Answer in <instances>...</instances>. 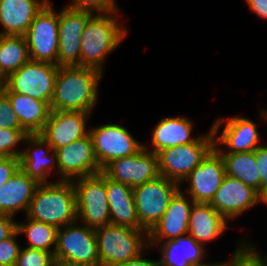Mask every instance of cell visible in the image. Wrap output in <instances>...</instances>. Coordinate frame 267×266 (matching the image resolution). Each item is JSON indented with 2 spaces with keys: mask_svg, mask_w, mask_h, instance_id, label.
Instances as JSON below:
<instances>
[{
  "mask_svg": "<svg viewBox=\"0 0 267 266\" xmlns=\"http://www.w3.org/2000/svg\"><path fill=\"white\" fill-rule=\"evenodd\" d=\"M20 168V159L17 157H0V188Z\"/></svg>",
  "mask_w": 267,
  "mask_h": 266,
  "instance_id": "cell-37",
  "label": "cell"
},
{
  "mask_svg": "<svg viewBox=\"0 0 267 266\" xmlns=\"http://www.w3.org/2000/svg\"><path fill=\"white\" fill-rule=\"evenodd\" d=\"M51 253L22 246L15 266H53Z\"/></svg>",
  "mask_w": 267,
  "mask_h": 266,
  "instance_id": "cell-33",
  "label": "cell"
},
{
  "mask_svg": "<svg viewBox=\"0 0 267 266\" xmlns=\"http://www.w3.org/2000/svg\"><path fill=\"white\" fill-rule=\"evenodd\" d=\"M58 65L29 60L7 77L5 93H19L38 100L52 101Z\"/></svg>",
  "mask_w": 267,
  "mask_h": 266,
  "instance_id": "cell-8",
  "label": "cell"
},
{
  "mask_svg": "<svg viewBox=\"0 0 267 266\" xmlns=\"http://www.w3.org/2000/svg\"><path fill=\"white\" fill-rule=\"evenodd\" d=\"M91 114L83 111H51L39 135L56 150L89 134L90 127L87 125Z\"/></svg>",
  "mask_w": 267,
  "mask_h": 266,
  "instance_id": "cell-17",
  "label": "cell"
},
{
  "mask_svg": "<svg viewBox=\"0 0 267 266\" xmlns=\"http://www.w3.org/2000/svg\"><path fill=\"white\" fill-rule=\"evenodd\" d=\"M106 191L110 224L140 229L133 189L127 184L116 182L106 176Z\"/></svg>",
  "mask_w": 267,
  "mask_h": 266,
  "instance_id": "cell-26",
  "label": "cell"
},
{
  "mask_svg": "<svg viewBox=\"0 0 267 266\" xmlns=\"http://www.w3.org/2000/svg\"><path fill=\"white\" fill-rule=\"evenodd\" d=\"M189 118L183 115L161 118L151 132V146L144 144V148L157 153L166 148L195 142L201 135H192L194 124Z\"/></svg>",
  "mask_w": 267,
  "mask_h": 266,
  "instance_id": "cell-22",
  "label": "cell"
},
{
  "mask_svg": "<svg viewBox=\"0 0 267 266\" xmlns=\"http://www.w3.org/2000/svg\"><path fill=\"white\" fill-rule=\"evenodd\" d=\"M23 145L25 147L19 157L20 168L39 184L53 182L49 176L54 173L58 175L55 150L39 134H28Z\"/></svg>",
  "mask_w": 267,
  "mask_h": 266,
  "instance_id": "cell-18",
  "label": "cell"
},
{
  "mask_svg": "<svg viewBox=\"0 0 267 266\" xmlns=\"http://www.w3.org/2000/svg\"><path fill=\"white\" fill-rule=\"evenodd\" d=\"M120 11L93 14L86 23L81 40L80 66L95 68L104 73L109 56L127 36V28L120 23Z\"/></svg>",
  "mask_w": 267,
  "mask_h": 266,
  "instance_id": "cell-2",
  "label": "cell"
},
{
  "mask_svg": "<svg viewBox=\"0 0 267 266\" xmlns=\"http://www.w3.org/2000/svg\"><path fill=\"white\" fill-rule=\"evenodd\" d=\"M59 180L73 181L99 174L100 168L94 154L91 136L75 140L55 150Z\"/></svg>",
  "mask_w": 267,
  "mask_h": 266,
  "instance_id": "cell-13",
  "label": "cell"
},
{
  "mask_svg": "<svg viewBox=\"0 0 267 266\" xmlns=\"http://www.w3.org/2000/svg\"><path fill=\"white\" fill-rule=\"evenodd\" d=\"M259 203L267 205V185L261 187L260 190L258 191V204Z\"/></svg>",
  "mask_w": 267,
  "mask_h": 266,
  "instance_id": "cell-43",
  "label": "cell"
},
{
  "mask_svg": "<svg viewBox=\"0 0 267 266\" xmlns=\"http://www.w3.org/2000/svg\"><path fill=\"white\" fill-rule=\"evenodd\" d=\"M53 266H82L68 261L54 259Z\"/></svg>",
  "mask_w": 267,
  "mask_h": 266,
  "instance_id": "cell-44",
  "label": "cell"
},
{
  "mask_svg": "<svg viewBox=\"0 0 267 266\" xmlns=\"http://www.w3.org/2000/svg\"><path fill=\"white\" fill-rule=\"evenodd\" d=\"M26 216L62 228L77 221L76 191L72 181L40 183Z\"/></svg>",
  "mask_w": 267,
  "mask_h": 266,
  "instance_id": "cell-3",
  "label": "cell"
},
{
  "mask_svg": "<svg viewBox=\"0 0 267 266\" xmlns=\"http://www.w3.org/2000/svg\"><path fill=\"white\" fill-rule=\"evenodd\" d=\"M209 204L229 222L258 205V191L236 178L225 175Z\"/></svg>",
  "mask_w": 267,
  "mask_h": 266,
  "instance_id": "cell-19",
  "label": "cell"
},
{
  "mask_svg": "<svg viewBox=\"0 0 267 266\" xmlns=\"http://www.w3.org/2000/svg\"><path fill=\"white\" fill-rule=\"evenodd\" d=\"M211 128L214 133V149L219 154L252 152L261 145L257 123L249 118L238 115L227 118L219 116Z\"/></svg>",
  "mask_w": 267,
  "mask_h": 266,
  "instance_id": "cell-11",
  "label": "cell"
},
{
  "mask_svg": "<svg viewBox=\"0 0 267 266\" xmlns=\"http://www.w3.org/2000/svg\"><path fill=\"white\" fill-rule=\"evenodd\" d=\"M202 266H218V265H202Z\"/></svg>",
  "mask_w": 267,
  "mask_h": 266,
  "instance_id": "cell-47",
  "label": "cell"
},
{
  "mask_svg": "<svg viewBox=\"0 0 267 266\" xmlns=\"http://www.w3.org/2000/svg\"><path fill=\"white\" fill-rule=\"evenodd\" d=\"M20 236L16 231L11 237L0 242V266H15L21 245L17 237Z\"/></svg>",
  "mask_w": 267,
  "mask_h": 266,
  "instance_id": "cell-35",
  "label": "cell"
},
{
  "mask_svg": "<svg viewBox=\"0 0 267 266\" xmlns=\"http://www.w3.org/2000/svg\"><path fill=\"white\" fill-rule=\"evenodd\" d=\"M28 133L24 129H0V157L19 158L23 148L17 146L24 142Z\"/></svg>",
  "mask_w": 267,
  "mask_h": 266,
  "instance_id": "cell-31",
  "label": "cell"
},
{
  "mask_svg": "<svg viewBox=\"0 0 267 266\" xmlns=\"http://www.w3.org/2000/svg\"><path fill=\"white\" fill-rule=\"evenodd\" d=\"M17 231V222L13 216L0 214V242L11 237Z\"/></svg>",
  "mask_w": 267,
  "mask_h": 266,
  "instance_id": "cell-39",
  "label": "cell"
},
{
  "mask_svg": "<svg viewBox=\"0 0 267 266\" xmlns=\"http://www.w3.org/2000/svg\"><path fill=\"white\" fill-rule=\"evenodd\" d=\"M209 131L192 143L166 148L157 152L159 173L180 186L214 148V133Z\"/></svg>",
  "mask_w": 267,
  "mask_h": 266,
  "instance_id": "cell-5",
  "label": "cell"
},
{
  "mask_svg": "<svg viewBox=\"0 0 267 266\" xmlns=\"http://www.w3.org/2000/svg\"><path fill=\"white\" fill-rule=\"evenodd\" d=\"M50 0H0V35L24 36Z\"/></svg>",
  "mask_w": 267,
  "mask_h": 266,
  "instance_id": "cell-23",
  "label": "cell"
},
{
  "mask_svg": "<svg viewBox=\"0 0 267 266\" xmlns=\"http://www.w3.org/2000/svg\"><path fill=\"white\" fill-rule=\"evenodd\" d=\"M244 2L257 18L267 19V0H244Z\"/></svg>",
  "mask_w": 267,
  "mask_h": 266,
  "instance_id": "cell-41",
  "label": "cell"
},
{
  "mask_svg": "<svg viewBox=\"0 0 267 266\" xmlns=\"http://www.w3.org/2000/svg\"><path fill=\"white\" fill-rule=\"evenodd\" d=\"M0 129H23L3 90H0Z\"/></svg>",
  "mask_w": 267,
  "mask_h": 266,
  "instance_id": "cell-36",
  "label": "cell"
},
{
  "mask_svg": "<svg viewBox=\"0 0 267 266\" xmlns=\"http://www.w3.org/2000/svg\"><path fill=\"white\" fill-rule=\"evenodd\" d=\"M17 231L19 235L26 236L28 244L26 247L54 254L57 244V227L26 216L25 222L17 221Z\"/></svg>",
  "mask_w": 267,
  "mask_h": 266,
  "instance_id": "cell-29",
  "label": "cell"
},
{
  "mask_svg": "<svg viewBox=\"0 0 267 266\" xmlns=\"http://www.w3.org/2000/svg\"><path fill=\"white\" fill-rule=\"evenodd\" d=\"M100 266H115L142 253L148 246V232L108 224L95 229Z\"/></svg>",
  "mask_w": 267,
  "mask_h": 266,
  "instance_id": "cell-4",
  "label": "cell"
},
{
  "mask_svg": "<svg viewBox=\"0 0 267 266\" xmlns=\"http://www.w3.org/2000/svg\"><path fill=\"white\" fill-rule=\"evenodd\" d=\"M261 262L263 266H267V255L263 253H261L258 249V247H256V245H253L250 241L247 240L245 241L244 244Z\"/></svg>",
  "mask_w": 267,
  "mask_h": 266,
  "instance_id": "cell-42",
  "label": "cell"
},
{
  "mask_svg": "<svg viewBox=\"0 0 267 266\" xmlns=\"http://www.w3.org/2000/svg\"><path fill=\"white\" fill-rule=\"evenodd\" d=\"M245 238L238 244L232 254V259L219 262L218 266H263L262 262L244 245Z\"/></svg>",
  "mask_w": 267,
  "mask_h": 266,
  "instance_id": "cell-34",
  "label": "cell"
},
{
  "mask_svg": "<svg viewBox=\"0 0 267 266\" xmlns=\"http://www.w3.org/2000/svg\"><path fill=\"white\" fill-rule=\"evenodd\" d=\"M180 185L159 175L141 186L133 188L140 229L149 232L163 216Z\"/></svg>",
  "mask_w": 267,
  "mask_h": 266,
  "instance_id": "cell-9",
  "label": "cell"
},
{
  "mask_svg": "<svg viewBox=\"0 0 267 266\" xmlns=\"http://www.w3.org/2000/svg\"><path fill=\"white\" fill-rule=\"evenodd\" d=\"M18 116L21 127L28 134H39L48 121L51 109L47 102L19 93H6Z\"/></svg>",
  "mask_w": 267,
  "mask_h": 266,
  "instance_id": "cell-27",
  "label": "cell"
},
{
  "mask_svg": "<svg viewBox=\"0 0 267 266\" xmlns=\"http://www.w3.org/2000/svg\"><path fill=\"white\" fill-rule=\"evenodd\" d=\"M257 169L260 175V188L267 185V144L263 143L255 150Z\"/></svg>",
  "mask_w": 267,
  "mask_h": 266,
  "instance_id": "cell-38",
  "label": "cell"
},
{
  "mask_svg": "<svg viewBox=\"0 0 267 266\" xmlns=\"http://www.w3.org/2000/svg\"><path fill=\"white\" fill-rule=\"evenodd\" d=\"M229 222L209 203H194L191 209L188 234L205 247L207 242L219 239Z\"/></svg>",
  "mask_w": 267,
  "mask_h": 266,
  "instance_id": "cell-25",
  "label": "cell"
},
{
  "mask_svg": "<svg viewBox=\"0 0 267 266\" xmlns=\"http://www.w3.org/2000/svg\"><path fill=\"white\" fill-rule=\"evenodd\" d=\"M72 182L76 191L77 221L93 229L110 224L106 175L101 171Z\"/></svg>",
  "mask_w": 267,
  "mask_h": 266,
  "instance_id": "cell-6",
  "label": "cell"
},
{
  "mask_svg": "<svg viewBox=\"0 0 267 266\" xmlns=\"http://www.w3.org/2000/svg\"><path fill=\"white\" fill-rule=\"evenodd\" d=\"M92 15L67 6L59 10L58 66H80L82 33Z\"/></svg>",
  "mask_w": 267,
  "mask_h": 266,
  "instance_id": "cell-15",
  "label": "cell"
},
{
  "mask_svg": "<svg viewBox=\"0 0 267 266\" xmlns=\"http://www.w3.org/2000/svg\"><path fill=\"white\" fill-rule=\"evenodd\" d=\"M57 11L53 9L50 0L36 15L24 35L30 60L58 65L59 10Z\"/></svg>",
  "mask_w": 267,
  "mask_h": 266,
  "instance_id": "cell-10",
  "label": "cell"
},
{
  "mask_svg": "<svg viewBox=\"0 0 267 266\" xmlns=\"http://www.w3.org/2000/svg\"><path fill=\"white\" fill-rule=\"evenodd\" d=\"M259 118H261V119L267 121V108H266V110H265V108L262 109V111L260 112V116H259Z\"/></svg>",
  "mask_w": 267,
  "mask_h": 266,
  "instance_id": "cell-46",
  "label": "cell"
},
{
  "mask_svg": "<svg viewBox=\"0 0 267 266\" xmlns=\"http://www.w3.org/2000/svg\"><path fill=\"white\" fill-rule=\"evenodd\" d=\"M90 126L94 154L101 169L114 159L139 152L144 143L137 140L129 130L118 123Z\"/></svg>",
  "mask_w": 267,
  "mask_h": 266,
  "instance_id": "cell-12",
  "label": "cell"
},
{
  "mask_svg": "<svg viewBox=\"0 0 267 266\" xmlns=\"http://www.w3.org/2000/svg\"><path fill=\"white\" fill-rule=\"evenodd\" d=\"M30 60L27 42L22 35H0V69L6 77Z\"/></svg>",
  "mask_w": 267,
  "mask_h": 266,
  "instance_id": "cell-30",
  "label": "cell"
},
{
  "mask_svg": "<svg viewBox=\"0 0 267 266\" xmlns=\"http://www.w3.org/2000/svg\"><path fill=\"white\" fill-rule=\"evenodd\" d=\"M39 183L21 168L0 188V214L15 217L19 212L26 216Z\"/></svg>",
  "mask_w": 267,
  "mask_h": 266,
  "instance_id": "cell-24",
  "label": "cell"
},
{
  "mask_svg": "<svg viewBox=\"0 0 267 266\" xmlns=\"http://www.w3.org/2000/svg\"><path fill=\"white\" fill-rule=\"evenodd\" d=\"M102 172L110 179L132 189L160 175L157 154L144 147L137 153L112 160Z\"/></svg>",
  "mask_w": 267,
  "mask_h": 266,
  "instance_id": "cell-14",
  "label": "cell"
},
{
  "mask_svg": "<svg viewBox=\"0 0 267 266\" xmlns=\"http://www.w3.org/2000/svg\"><path fill=\"white\" fill-rule=\"evenodd\" d=\"M66 6L78 11H89L93 14L120 11L117 0H70Z\"/></svg>",
  "mask_w": 267,
  "mask_h": 266,
  "instance_id": "cell-32",
  "label": "cell"
},
{
  "mask_svg": "<svg viewBox=\"0 0 267 266\" xmlns=\"http://www.w3.org/2000/svg\"><path fill=\"white\" fill-rule=\"evenodd\" d=\"M148 249H152V247L148 246L142 253H140L138 256L124 262V263H120L117 264L115 266H158V259H150V258H145L146 256H144L146 254V250L147 253L149 252Z\"/></svg>",
  "mask_w": 267,
  "mask_h": 266,
  "instance_id": "cell-40",
  "label": "cell"
},
{
  "mask_svg": "<svg viewBox=\"0 0 267 266\" xmlns=\"http://www.w3.org/2000/svg\"><path fill=\"white\" fill-rule=\"evenodd\" d=\"M183 189L171 198L168 208L148 232V243H160L188 234L191 209L195 203Z\"/></svg>",
  "mask_w": 267,
  "mask_h": 266,
  "instance_id": "cell-20",
  "label": "cell"
},
{
  "mask_svg": "<svg viewBox=\"0 0 267 266\" xmlns=\"http://www.w3.org/2000/svg\"><path fill=\"white\" fill-rule=\"evenodd\" d=\"M104 74L91 67L59 66L51 111L93 113L99 98V83Z\"/></svg>",
  "mask_w": 267,
  "mask_h": 266,
  "instance_id": "cell-1",
  "label": "cell"
},
{
  "mask_svg": "<svg viewBox=\"0 0 267 266\" xmlns=\"http://www.w3.org/2000/svg\"><path fill=\"white\" fill-rule=\"evenodd\" d=\"M220 155L224 162L225 175L236 178L257 191L260 190L255 151Z\"/></svg>",
  "mask_w": 267,
  "mask_h": 266,
  "instance_id": "cell-28",
  "label": "cell"
},
{
  "mask_svg": "<svg viewBox=\"0 0 267 266\" xmlns=\"http://www.w3.org/2000/svg\"><path fill=\"white\" fill-rule=\"evenodd\" d=\"M6 83H7V77L0 69V90H2L6 86Z\"/></svg>",
  "mask_w": 267,
  "mask_h": 266,
  "instance_id": "cell-45",
  "label": "cell"
},
{
  "mask_svg": "<svg viewBox=\"0 0 267 266\" xmlns=\"http://www.w3.org/2000/svg\"><path fill=\"white\" fill-rule=\"evenodd\" d=\"M153 249L161 251L158 258V266H202L219 265L218 262L204 261L206 247L198 243L189 234L180 236L173 240L160 243H148Z\"/></svg>",
  "mask_w": 267,
  "mask_h": 266,
  "instance_id": "cell-21",
  "label": "cell"
},
{
  "mask_svg": "<svg viewBox=\"0 0 267 266\" xmlns=\"http://www.w3.org/2000/svg\"><path fill=\"white\" fill-rule=\"evenodd\" d=\"M225 177L224 162L213 148L188 177L183 192L195 203H210Z\"/></svg>",
  "mask_w": 267,
  "mask_h": 266,
  "instance_id": "cell-16",
  "label": "cell"
},
{
  "mask_svg": "<svg viewBox=\"0 0 267 266\" xmlns=\"http://www.w3.org/2000/svg\"><path fill=\"white\" fill-rule=\"evenodd\" d=\"M54 259L82 266H100L95 229L76 221L57 231Z\"/></svg>",
  "mask_w": 267,
  "mask_h": 266,
  "instance_id": "cell-7",
  "label": "cell"
}]
</instances>
